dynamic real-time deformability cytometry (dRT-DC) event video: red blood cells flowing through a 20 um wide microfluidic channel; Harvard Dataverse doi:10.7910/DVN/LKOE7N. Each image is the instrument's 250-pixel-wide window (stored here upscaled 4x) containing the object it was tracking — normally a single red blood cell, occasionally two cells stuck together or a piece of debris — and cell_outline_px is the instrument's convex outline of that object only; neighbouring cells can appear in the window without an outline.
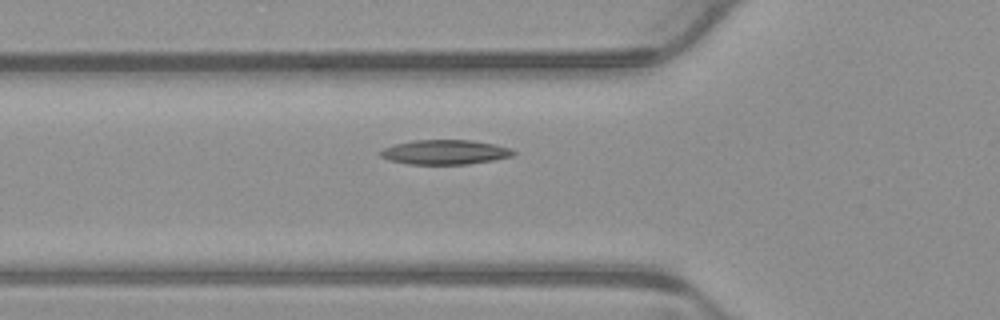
{"species": "common noctule bat (a hibernating species)", "species_latin": "Nyctalus noctula", "temperature_condition": "warm", "stored_images_in_passage": 7, "camera_frame_rate_fps": 3000, "um_per_image_px": 0.085, "animal": {"sex": "male", "body_mass_g": 23.1, "forearm_length_mm": 52.7}, "frame": {"image": 1, "passage_image": 7, "time_ms": 2.0, "image_size_px": [1000, 320], "cell_outline_px": [[516, 152], [512, 156], [492, 160], [468, 164], [408, 164], [388, 160], [380, 156], [380, 152], [384, 148], [396, 144], [412, 140], [472, 140], [496, 144], [512, 148]], "centroid_in_image_um": [37.84, 12.93], "position_along_channel_um": 88.0, "area_um2": 19.07}}